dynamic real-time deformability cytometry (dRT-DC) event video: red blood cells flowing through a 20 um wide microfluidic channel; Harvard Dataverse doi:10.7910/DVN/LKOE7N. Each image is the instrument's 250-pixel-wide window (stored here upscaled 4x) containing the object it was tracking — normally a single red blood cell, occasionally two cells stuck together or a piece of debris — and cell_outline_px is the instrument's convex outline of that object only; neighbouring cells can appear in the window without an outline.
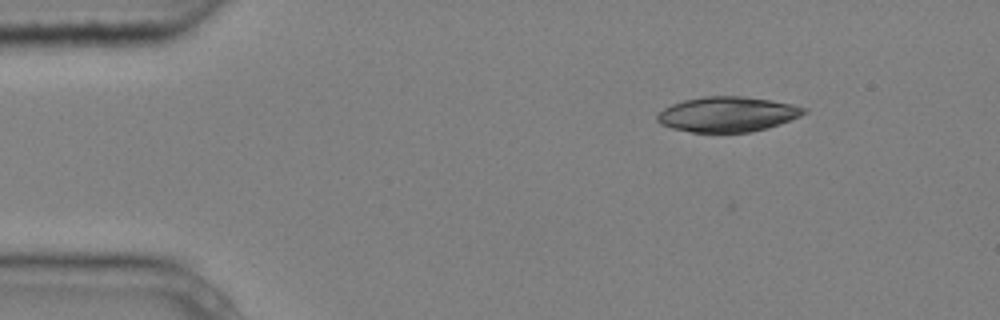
{"species": "common noctule bat (a hibernating species)", "species_latin": "Nyctalus noctula", "temperature_condition": "cold", "stored_images_in_passage": 6, "segment_of_instrument_passage": [2, 2], "camera_frame_rate_fps": 3000, "um_per_image_px": 0.085, "animal": {"sex": "male", "body_mass_g": 20.4}, "frame": {"image": 1, "passage_image": 6, "time_ms": 1.667, "image_size_px": [1000, 320], "cell_outline_px": [[808, 112], [800, 116], [780, 124], [768, 128], [752, 132], [692, 132], [672, 128], [660, 124], [656, 120], [656, 116], [664, 108], [672, 104], [684, 100], [704, 96], [744, 96], [792, 104], [808, 108]], "centroid_in_image_um": [61.85, 9.71], "position_along_channel_um": 23.2, "area_um2": 30.06}}